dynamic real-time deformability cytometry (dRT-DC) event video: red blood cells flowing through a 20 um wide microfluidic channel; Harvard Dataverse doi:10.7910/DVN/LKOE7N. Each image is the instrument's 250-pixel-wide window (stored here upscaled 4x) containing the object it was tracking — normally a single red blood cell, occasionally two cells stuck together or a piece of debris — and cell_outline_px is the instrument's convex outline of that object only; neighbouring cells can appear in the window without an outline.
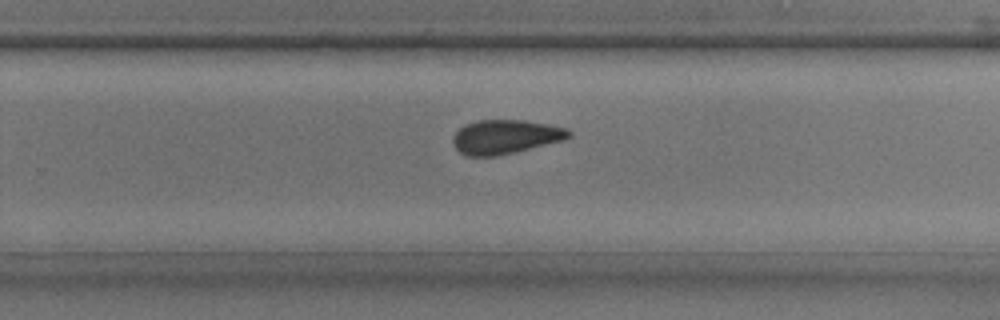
{"species": "common noctule bat (a hibernating species)", "species_latin": "Nyctalus noctula", "temperature_condition": "room temperature", "stored_images_in_passage": 25, "camera_frame_rate_fps": 3000, "um_per_image_px": 0.085, "animal": {"sex": "male", "body_mass_g": 17.9, "forearm_length_mm": 54.2}, "frame": {"image": 1, "passage_image": 15, "time_ms": 4.667, "image_size_px": [1000, 320], "cell_outline_px": [[572, 136], [564, 140], [496, 156], [468, 156], [460, 152], [452, 144], [452, 136], [464, 124], [476, 120], [524, 120], [548, 124], [568, 128], [572, 132]], "centroid_in_image_um": [42.96, 11.61], "position_along_channel_um": 286.8, "area_um2": 23.12}}
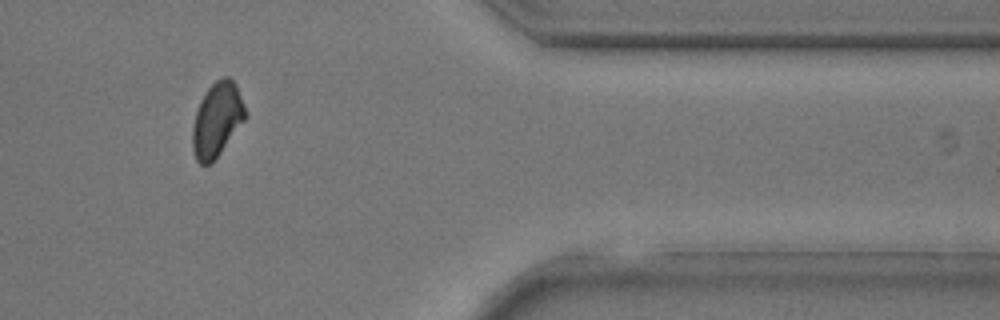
{"frame": {"image": 2, "passage_image": 22, "time_ms": 7.0, "image_size_px": [1000, 320], "cell_outline_px": [[244, 120], [212, 164], [200, 164], [196, 160], [192, 148], [192, 128], [196, 112], [200, 100], [208, 88], [216, 80], [224, 76], [228, 76], [236, 84], [244, 104]], "centroid_in_image_um": [18.41, 10.18], "position_along_channel_um": 393.0, "area_um2": 22.6}}